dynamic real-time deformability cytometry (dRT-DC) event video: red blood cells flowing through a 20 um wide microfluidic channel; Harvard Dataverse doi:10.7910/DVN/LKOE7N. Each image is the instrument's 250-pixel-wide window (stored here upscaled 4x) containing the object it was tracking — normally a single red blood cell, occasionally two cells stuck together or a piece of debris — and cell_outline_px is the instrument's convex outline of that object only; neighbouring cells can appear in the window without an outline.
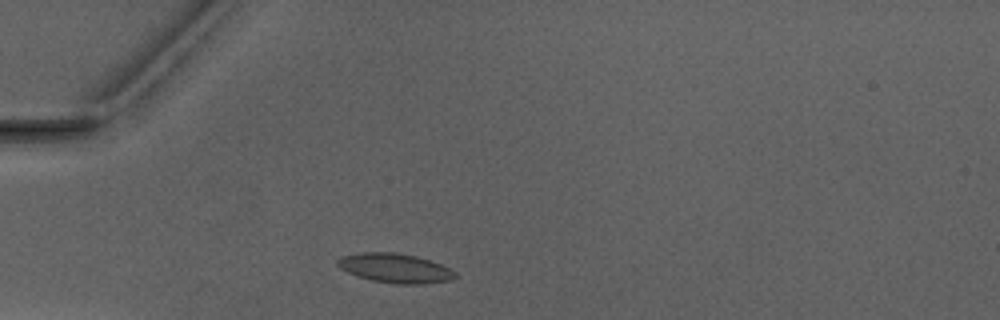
{"species": "Egyptian fruit bat (a non-hibernating species)", "species_latin": "Rousettus aegyptiacus", "temperature_condition": "warm", "stored_images_in_passage": 1, "camera_frame_rate_fps": 3000, "um_per_image_px": 0.085, "animal": {"sex": "male"}, "frame": {"image": 1, "passage_image": 1, "time_ms": 0.0, "image_size_px": [1000, 320], "cell_outline_px": [[456, 276], [452, 280], [420, 284], [400, 284], [372, 280], [356, 276], [340, 268], [336, 264], [336, 260], [340, 256], [360, 252], [392, 252], [416, 256], [440, 264], [456, 272]], "centroid_in_image_um": [33.54, 22.78], "position_along_channel_um": 51.5, "area_um2": 20.06}}